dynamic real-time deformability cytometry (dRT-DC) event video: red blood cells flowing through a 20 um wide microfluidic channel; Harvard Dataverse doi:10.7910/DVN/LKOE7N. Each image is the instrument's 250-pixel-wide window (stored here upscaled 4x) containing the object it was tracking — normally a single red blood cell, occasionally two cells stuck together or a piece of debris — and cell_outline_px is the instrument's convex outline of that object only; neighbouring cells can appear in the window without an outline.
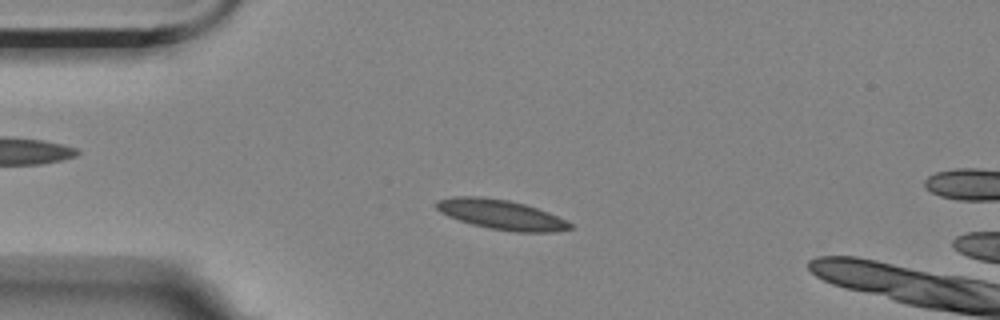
{"species": "Egyptian fruit bat (a non-hibernating species)", "species_latin": "Rousettus aegyptiacus", "temperature_condition": "room temperature", "stored_images_in_passage": 5, "camera_frame_rate_fps": 3000, "um_per_image_px": 0.085, "animal": {"sex": "female"}, "frame": {"image": 1, "passage_image": 1, "time_ms": 0.0, "image_size_px": [1000, 320], "cell_outline_px": [[576, 228], [552, 232], [516, 232], [488, 228], [472, 224], [448, 216], [440, 212], [436, 208], [436, 200], [452, 196], [480, 196], [508, 200], [524, 204], [548, 212], [572, 224]], "centroid_in_image_um": [42.58, 18.24], "position_along_channel_um": 42.4, "area_um2": 23.12}}